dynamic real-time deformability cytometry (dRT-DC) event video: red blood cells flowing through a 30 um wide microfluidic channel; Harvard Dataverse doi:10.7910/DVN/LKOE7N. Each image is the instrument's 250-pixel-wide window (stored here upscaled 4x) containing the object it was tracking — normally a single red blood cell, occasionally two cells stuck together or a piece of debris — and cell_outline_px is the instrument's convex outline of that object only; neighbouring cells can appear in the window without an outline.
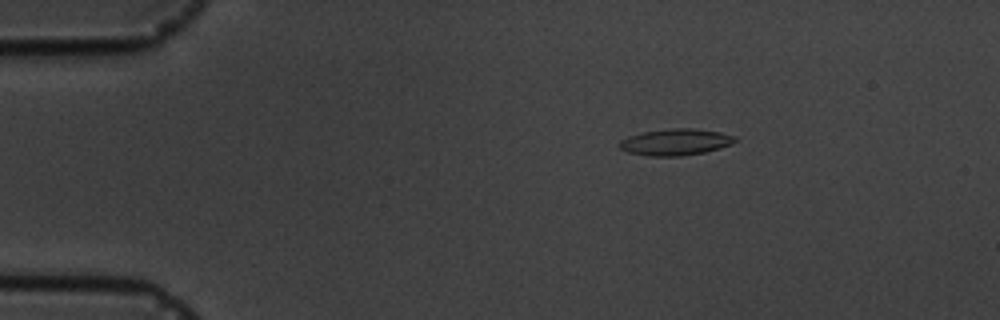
{"species": "common noctule bat (a hibernating species)", "species_latin": "Nyctalus noctula", "temperature_condition": "cold", "stored_images_in_passage": 3, "camera_frame_rate_fps": 3000, "um_per_image_px": 0.085, "animal": {"sex": "male", "body_mass_g": 19.5, "forearm_length_mm": 54.6}, "frame": {"image": 1, "passage_image": 1, "time_ms": 0.0, "image_size_px": [1000, 320], "cell_outline_px": [[736, 140], [732, 144], [720, 148], [704, 152], [680, 156], [648, 156], [628, 152], [620, 148], [620, 140], [628, 136], [640, 132], [672, 128], [692, 128], [720, 132], [736, 136]], "centroid_in_image_um": [57.42, 12.07], "position_along_channel_um": 27.6, "area_um2": 17.86}}
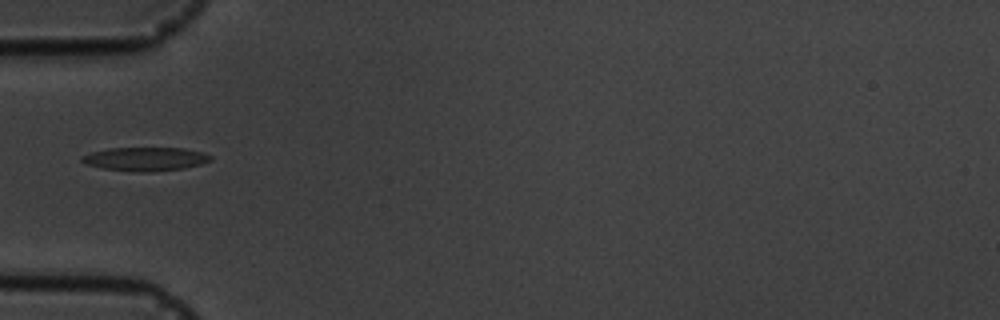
{"frame": {"image": 2, "passage_image": 3, "time_ms": 3.0, "image_size_px": [1000, 320], "cell_outline_px": [[212, 160], [200, 164], [184, 168], [152, 172], [140, 172], [104, 168], [88, 164], [80, 160], [80, 156], [92, 152], [108, 148], [184, 148], [204, 152], [212, 156]], "centroid_in_image_um": [12.39, 13.51], "position_along_channel_um": 72.6, "area_um2": 17.69}}